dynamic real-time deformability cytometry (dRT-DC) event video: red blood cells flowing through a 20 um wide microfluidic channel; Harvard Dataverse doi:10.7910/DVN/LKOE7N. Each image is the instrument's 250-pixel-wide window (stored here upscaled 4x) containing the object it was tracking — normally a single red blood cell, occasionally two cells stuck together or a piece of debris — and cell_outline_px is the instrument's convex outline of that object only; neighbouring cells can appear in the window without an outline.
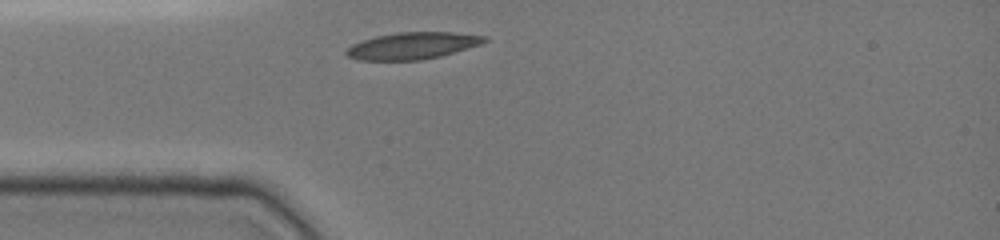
{"species": "common noctule bat (a hibernating species)", "species_latin": "Nyctalus noctula", "temperature_condition": "cold", "stored_images_in_passage": 28, "camera_frame_rate_fps": 3000, "um_per_image_px": 0.085, "animal": {"sex": "female", "body_mass_g": 19.0, "forearm_length_mm": 51.5}, "frame": {"image": 1, "passage_image": 1, "time_ms": 0.0, "image_size_px": [1000, 240], "cell_outline_px": [[488, 40], [480, 44], [440, 56], [420, 60], [356, 60], [348, 56], [344, 52], [352, 44], [376, 36], [400, 32], [452, 32], [488, 36]], "centroid_in_image_um": [35.06, 3.88], "position_along_channel_um": 49.9, "area_um2": 21.44}}
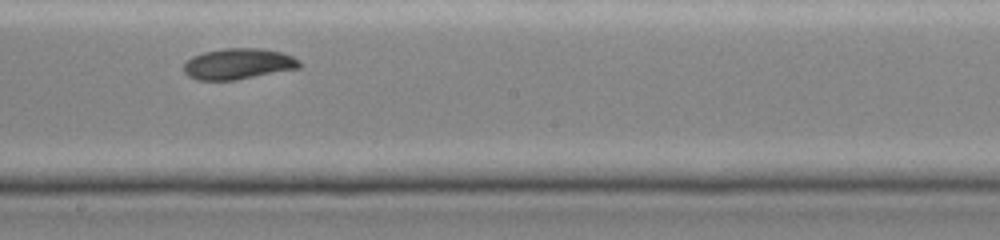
{"frame": {"image": 2, "passage_image": 15, "time_ms": 4.667, "image_size_px": [1000, 240], "cell_outline_px": [[300, 68], [236, 80], [196, 80], [188, 76], [184, 72], [184, 64], [192, 56], [204, 52], [224, 48], [256, 48], [280, 52], [292, 56], [300, 60]], "centroid_in_image_um": [20.24, 5.43], "position_along_channel_um": 228.0, "area_um2": 20.81}}
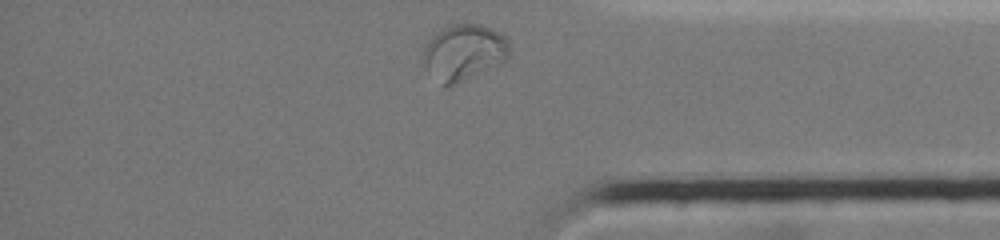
{"frame": {"image": 3, "passage_image": 28, "time_ms": 9.0, "image_size_px": [1000, 240], "cell_outline_px": [[508, 60], [500, 64], [452, 84], [444, 84], [420, 64], [420, 56], [432, 32], [448, 24], [480, 24], [500, 32], [508, 40]], "centroid_in_image_um": [39.37, 4.39], "position_along_channel_um": 395.8, "area_um2": 28.21}, "authors_computed_cell_mechanics": {"area_um2": 21.2993, "velocity_mm_per_s": 3.9399, "shape_relaxation_time_tau1_ms": null, "shape_relaxation_time_tau2_ms": 1.5655, "deformation_change_tau1": null, "deformation_change_tau2": 0.0266}}